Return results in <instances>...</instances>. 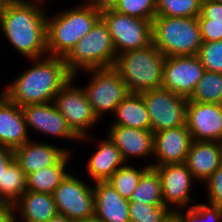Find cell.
Here are the masks:
<instances>
[{"instance_id": "cell-1", "label": "cell", "mask_w": 222, "mask_h": 222, "mask_svg": "<svg viewBox=\"0 0 222 222\" xmlns=\"http://www.w3.org/2000/svg\"><path fill=\"white\" fill-rule=\"evenodd\" d=\"M47 0H10L4 9L0 31L9 44L27 59L47 54ZM44 3V4H43Z\"/></svg>"}, {"instance_id": "cell-2", "label": "cell", "mask_w": 222, "mask_h": 222, "mask_svg": "<svg viewBox=\"0 0 222 222\" xmlns=\"http://www.w3.org/2000/svg\"><path fill=\"white\" fill-rule=\"evenodd\" d=\"M30 60L33 66L3 88L4 95L21 108L52 102L73 76L61 57L46 55Z\"/></svg>"}, {"instance_id": "cell-3", "label": "cell", "mask_w": 222, "mask_h": 222, "mask_svg": "<svg viewBox=\"0 0 222 222\" xmlns=\"http://www.w3.org/2000/svg\"><path fill=\"white\" fill-rule=\"evenodd\" d=\"M57 12L47 15V54L64 58L101 19V11L83 3Z\"/></svg>"}, {"instance_id": "cell-4", "label": "cell", "mask_w": 222, "mask_h": 222, "mask_svg": "<svg viewBox=\"0 0 222 222\" xmlns=\"http://www.w3.org/2000/svg\"><path fill=\"white\" fill-rule=\"evenodd\" d=\"M166 57L152 43L116 57L113 68L119 73L130 93H138L162 86Z\"/></svg>"}, {"instance_id": "cell-5", "label": "cell", "mask_w": 222, "mask_h": 222, "mask_svg": "<svg viewBox=\"0 0 222 222\" xmlns=\"http://www.w3.org/2000/svg\"><path fill=\"white\" fill-rule=\"evenodd\" d=\"M152 43L165 57L197 55L203 43L197 17L155 16Z\"/></svg>"}, {"instance_id": "cell-6", "label": "cell", "mask_w": 222, "mask_h": 222, "mask_svg": "<svg viewBox=\"0 0 222 222\" xmlns=\"http://www.w3.org/2000/svg\"><path fill=\"white\" fill-rule=\"evenodd\" d=\"M117 56L108 26L100 19L63 60L77 79L80 70L113 67Z\"/></svg>"}, {"instance_id": "cell-7", "label": "cell", "mask_w": 222, "mask_h": 222, "mask_svg": "<svg viewBox=\"0 0 222 222\" xmlns=\"http://www.w3.org/2000/svg\"><path fill=\"white\" fill-rule=\"evenodd\" d=\"M83 72L91 75V81L83 88L97 118L101 120L106 112L114 114L116 107L129 94L119 73L113 67Z\"/></svg>"}, {"instance_id": "cell-8", "label": "cell", "mask_w": 222, "mask_h": 222, "mask_svg": "<svg viewBox=\"0 0 222 222\" xmlns=\"http://www.w3.org/2000/svg\"><path fill=\"white\" fill-rule=\"evenodd\" d=\"M74 80L72 76L55 95L53 102L65 117L68 126L80 138V142L90 139L88 130L100 120L95 115L84 88L75 86Z\"/></svg>"}, {"instance_id": "cell-9", "label": "cell", "mask_w": 222, "mask_h": 222, "mask_svg": "<svg viewBox=\"0 0 222 222\" xmlns=\"http://www.w3.org/2000/svg\"><path fill=\"white\" fill-rule=\"evenodd\" d=\"M117 55L152 44V21L124 15L113 9L101 11Z\"/></svg>"}, {"instance_id": "cell-10", "label": "cell", "mask_w": 222, "mask_h": 222, "mask_svg": "<svg viewBox=\"0 0 222 222\" xmlns=\"http://www.w3.org/2000/svg\"><path fill=\"white\" fill-rule=\"evenodd\" d=\"M153 133L186 126L188 98L163 87L141 93Z\"/></svg>"}, {"instance_id": "cell-11", "label": "cell", "mask_w": 222, "mask_h": 222, "mask_svg": "<svg viewBox=\"0 0 222 222\" xmlns=\"http://www.w3.org/2000/svg\"><path fill=\"white\" fill-rule=\"evenodd\" d=\"M69 173L53 193L58 214L79 221L94 216L93 184Z\"/></svg>"}, {"instance_id": "cell-12", "label": "cell", "mask_w": 222, "mask_h": 222, "mask_svg": "<svg viewBox=\"0 0 222 222\" xmlns=\"http://www.w3.org/2000/svg\"><path fill=\"white\" fill-rule=\"evenodd\" d=\"M205 71L197 55L166 57L161 87L189 98Z\"/></svg>"}, {"instance_id": "cell-13", "label": "cell", "mask_w": 222, "mask_h": 222, "mask_svg": "<svg viewBox=\"0 0 222 222\" xmlns=\"http://www.w3.org/2000/svg\"><path fill=\"white\" fill-rule=\"evenodd\" d=\"M154 169L161 178L164 206H167L172 212L193 206L189 203L196 202L194 198L190 197L192 184L196 179L185 163L165 164L156 166Z\"/></svg>"}, {"instance_id": "cell-14", "label": "cell", "mask_w": 222, "mask_h": 222, "mask_svg": "<svg viewBox=\"0 0 222 222\" xmlns=\"http://www.w3.org/2000/svg\"><path fill=\"white\" fill-rule=\"evenodd\" d=\"M27 129L53 138L79 141V137L68 126L65 117L54 102L27 105L21 108ZM30 127V128H29Z\"/></svg>"}, {"instance_id": "cell-15", "label": "cell", "mask_w": 222, "mask_h": 222, "mask_svg": "<svg viewBox=\"0 0 222 222\" xmlns=\"http://www.w3.org/2000/svg\"><path fill=\"white\" fill-rule=\"evenodd\" d=\"M186 126L193 141L222 142V104L188 101Z\"/></svg>"}, {"instance_id": "cell-16", "label": "cell", "mask_w": 222, "mask_h": 222, "mask_svg": "<svg viewBox=\"0 0 222 222\" xmlns=\"http://www.w3.org/2000/svg\"><path fill=\"white\" fill-rule=\"evenodd\" d=\"M192 137L187 126L165 129L154 133L153 158L155 168L165 164L185 163Z\"/></svg>"}, {"instance_id": "cell-17", "label": "cell", "mask_w": 222, "mask_h": 222, "mask_svg": "<svg viewBox=\"0 0 222 222\" xmlns=\"http://www.w3.org/2000/svg\"><path fill=\"white\" fill-rule=\"evenodd\" d=\"M107 135L122 154L124 161L129 159L153 157L154 133L151 130L111 125ZM148 157V158H147Z\"/></svg>"}, {"instance_id": "cell-18", "label": "cell", "mask_w": 222, "mask_h": 222, "mask_svg": "<svg viewBox=\"0 0 222 222\" xmlns=\"http://www.w3.org/2000/svg\"><path fill=\"white\" fill-rule=\"evenodd\" d=\"M70 149L57 147L40 141H27L13 150L14 160L25 175L57 164Z\"/></svg>"}, {"instance_id": "cell-19", "label": "cell", "mask_w": 222, "mask_h": 222, "mask_svg": "<svg viewBox=\"0 0 222 222\" xmlns=\"http://www.w3.org/2000/svg\"><path fill=\"white\" fill-rule=\"evenodd\" d=\"M28 132L21 107L3 95L0 98V146L14 150L32 140Z\"/></svg>"}, {"instance_id": "cell-20", "label": "cell", "mask_w": 222, "mask_h": 222, "mask_svg": "<svg viewBox=\"0 0 222 222\" xmlns=\"http://www.w3.org/2000/svg\"><path fill=\"white\" fill-rule=\"evenodd\" d=\"M94 184V216L102 222H130V201L123 198L108 181Z\"/></svg>"}, {"instance_id": "cell-21", "label": "cell", "mask_w": 222, "mask_h": 222, "mask_svg": "<svg viewBox=\"0 0 222 222\" xmlns=\"http://www.w3.org/2000/svg\"><path fill=\"white\" fill-rule=\"evenodd\" d=\"M222 163V142L192 141L185 164L196 182H204Z\"/></svg>"}, {"instance_id": "cell-22", "label": "cell", "mask_w": 222, "mask_h": 222, "mask_svg": "<svg viewBox=\"0 0 222 222\" xmlns=\"http://www.w3.org/2000/svg\"><path fill=\"white\" fill-rule=\"evenodd\" d=\"M125 163L121 152L107 135V138L97 144V150L88 159L86 168L93 183L105 182Z\"/></svg>"}, {"instance_id": "cell-23", "label": "cell", "mask_w": 222, "mask_h": 222, "mask_svg": "<svg viewBox=\"0 0 222 222\" xmlns=\"http://www.w3.org/2000/svg\"><path fill=\"white\" fill-rule=\"evenodd\" d=\"M13 205L23 222H47L58 214L53 194L25 191Z\"/></svg>"}, {"instance_id": "cell-24", "label": "cell", "mask_w": 222, "mask_h": 222, "mask_svg": "<svg viewBox=\"0 0 222 222\" xmlns=\"http://www.w3.org/2000/svg\"><path fill=\"white\" fill-rule=\"evenodd\" d=\"M110 125L151 130V122L145 102L138 93H130L120 102L114 112Z\"/></svg>"}, {"instance_id": "cell-25", "label": "cell", "mask_w": 222, "mask_h": 222, "mask_svg": "<svg viewBox=\"0 0 222 222\" xmlns=\"http://www.w3.org/2000/svg\"><path fill=\"white\" fill-rule=\"evenodd\" d=\"M71 156V152H68L57 164L27 174V191L53 194L58 185L69 174L67 163H69Z\"/></svg>"}, {"instance_id": "cell-26", "label": "cell", "mask_w": 222, "mask_h": 222, "mask_svg": "<svg viewBox=\"0 0 222 222\" xmlns=\"http://www.w3.org/2000/svg\"><path fill=\"white\" fill-rule=\"evenodd\" d=\"M27 191L26 175L13 160L4 170L0 182V203L14 204Z\"/></svg>"}, {"instance_id": "cell-27", "label": "cell", "mask_w": 222, "mask_h": 222, "mask_svg": "<svg viewBox=\"0 0 222 222\" xmlns=\"http://www.w3.org/2000/svg\"><path fill=\"white\" fill-rule=\"evenodd\" d=\"M129 201L142 202L146 205H163L161 178L154 168L149 167L142 174Z\"/></svg>"}, {"instance_id": "cell-28", "label": "cell", "mask_w": 222, "mask_h": 222, "mask_svg": "<svg viewBox=\"0 0 222 222\" xmlns=\"http://www.w3.org/2000/svg\"><path fill=\"white\" fill-rule=\"evenodd\" d=\"M188 101L222 104V73L206 70Z\"/></svg>"}, {"instance_id": "cell-29", "label": "cell", "mask_w": 222, "mask_h": 222, "mask_svg": "<svg viewBox=\"0 0 222 222\" xmlns=\"http://www.w3.org/2000/svg\"><path fill=\"white\" fill-rule=\"evenodd\" d=\"M148 168L149 165L142 166V169H139L131 166L130 163H126L112 174L108 182L123 198L129 200L140 177Z\"/></svg>"}, {"instance_id": "cell-30", "label": "cell", "mask_w": 222, "mask_h": 222, "mask_svg": "<svg viewBox=\"0 0 222 222\" xmlns=\"http://www.w3.org/2000/svg\"><path fill=\"white\" fill-rule=\"evenodd\" d=\"M202 0H156V16L198 17Z\"/></svg>"}, {"instance_id": "cell-31", "label": "cell", "mask_w": 222, "mask_h": 222, "mask_svg": "<svg viewBox=\"0 0 222 222\" xmlns=\"http://www.w3.org/2000/svg\"><path fill=\"white\" fill-rule=\"evenodd\" d=\"M188 209V210H187ZM173 212L178 222H221L222 209L210 203H196L195 205Z\"/></svg>"}, {"instance_id": "cell-32", "label": "cell", "mask_w": 222, "mask_h": 222, "mask_svg": "<svg viewBox=\"0 0 222 222\" xmlns=\"http://www.w3.org/2000/svg\"><path fill=\"white\" fill-rule=\"evenodd\" d=\"M172 216V210L164 205H146L142 202H129L130 222H166Z\"/></svg>"}, {"instance_id": "cell-33", "label": "cell", "mask_w": 222, "mask_h": 222, "mask_svg": "<svg viewBox=\"0 0 222 222\" xmlns=\"http://www.w3.org/2000/svg\"><path fill=\"white\" fill-rule=\"evenodd\" d=\"M113 10L153 22L156 16V0H118Z\"/></svg>"}, {"instance_id": "cell-34", "label": "cell", "mask_w": 222, "mask_h": 222, "mask_svg": "<svg viewBox=\"0 0 222 222\" xmlns=\"http://www.w3.org/2000/svg\"><path fill=\"white\" fill-rule=\"evenodd\" d=\"M197 56L205 70L222 73V40L203 42Z\"/></svg>"}, {"instance_id": "cell-35", "label": "cell", "mask_w": 222, "mask_h": 222, "mask_svg": "<svg viewBox=\"0 0 222 222\" xmlns=\"http://www.w3.org/2000/svg\"><path fill=\"white\" fill-rule=\"evenodd\" d=\"M205 182L208 203L222 209V163Z\"/></svg>"}, {"instance_id": "cell-36", "label": "cell", "mask_w": 222, "mask_h": 222, "mask_svg": "<svg viewBox=\"0 0 222 222\" xmlns=\"http://www.w3.org/2000/svg\"><path fill=\"white\" fill-rule=\"evenodd\" d=\"M203 42L222 40V23L211 22V19H197Z\"/></svg>"}, {"instance_id": "cell-37", "label": "cell", "mask_w": 222, "mask_h": 222, "mask_svg": "<svg viewBox=\"0 0 222 222\" xmlns=\"http://www.w3.org/2000/svg\"><path fill=\"white\" fill-rule=\"evenodd\" d=\"M197 19H211V22L222 23V3L202 0L201 13Z\"/></svg>"}, {"instance_id": "cell-38", "label": "cell", "mask_w": 222, "mask_h": 222, "mask_svg": "<svg viewBox=\"0 0 222 222\" xmlns=\"http://www.w3.org/2000/svg\"><path fill=\"white\" fill-rule=\"evenodd\" d=\"M15 215L13 204L0 203V222H18Z\"/></svg>"}, {"instance_id": "cell-39", "label": "cell", "mask_w": 222, "mask_h": 222, "mask_svg": "<svg viewBox=\"0 0 222 222\" xmlns=\"http://www.w3.org/2000/svg\"><path fill=\"white\" fill-rule=\"evenodd\" d=\"M14 160L13 150L0 146V182L3 170Z\"/></svg>"}, {"instance_id": "cell-40", "label": "cell", "mask_w": 222, "mask_h": 222, "mask_svg": "<svg viewBox=\"0 0 222 222\" xmlns=\"http://www.w3.org/2000/svg\"><path fill=\"white\" fill-rule=\"evenodd\" d=\"M84 2L95 9L102 11L106 9H113L118 0H85Z\"/></svg>"}, {"instance_id": "cell-41", "label": "cell", "mask_w": 222, "mask_h": 222, "mask_svg": "<svg viewBox=\"0 0 222 222\" xmlns=\"http://www.w3.org/2000/svg\"><path fill=\"white\" fill-rule=\"evenodd\" d=\"M47 222H76L67 216L57 214L56 216L50 218Z\"/></svg>"}, {"instance_id": "cell-42", "label": "cell", "mask_w": 222, "mask_h": 222, "mask_svg": "<svg viewBox=\"0 0 222 222\" xmlns=\"http://www.w3.org/2000/svg\"><path fill=\"white\" fill-rule=\"evenodd\" d=\"M9 1L10 0H0V21H1L5 6Z\"/></svg>"}, {"instance_id": "cell-43", "label": "cell", "mask_w": 222, "mask_h": 222, "mask_svg": "<svg viewBox=\"0 0 222 222\" xmlns=\"http://www.w3.org/2000/svg\"><path fill=\"white\" fill-rule=\"evenodd\" d=\"M76 222H102V221L99 220L98 218H96L95 216H93L91 218L79 220V221H76Z\"/></svg>"}, {"instance_id": "cell-44", "label": "cell", "mask_w": 222, "mask_h": 222, "mask_svg": "<svg viewBox=\"0 0 222 222\" xmlns=\"http://www.w3.org/2000/svg\"><path fill=\"white\" fill-rule=\"evenodd\" d=\"M166 222H178L174 215Z\"/></svg>"}, {"instance_id": "cell-45", "label": "cell", "mask_w": 222, "mask_h": 222, "mask_svg": "<svg viewBox=\"0 0 222 222\" xmlns=\"http://www.w3.org/2000/svg\"><path fill=\"white\" fill-rule=\"evenodd\" d=\"M212 1H216V2H220V3H222V0H212Z\"/></svg>"}, {"instance_id": "cell-46", "label": "cell", "mask_w": 222, "mask_h": 222, "mask_svg": "<svg viewBox=\"0 0 222 222\" xmlns=\"http://www.w3.org/2000/svg\"><path fill=\"white\" fill-rule=\"evenodd\" d=\"M3 95H4V92L2 91V92L0 93V98H1Z\"/></svg>"}]
</instances>
